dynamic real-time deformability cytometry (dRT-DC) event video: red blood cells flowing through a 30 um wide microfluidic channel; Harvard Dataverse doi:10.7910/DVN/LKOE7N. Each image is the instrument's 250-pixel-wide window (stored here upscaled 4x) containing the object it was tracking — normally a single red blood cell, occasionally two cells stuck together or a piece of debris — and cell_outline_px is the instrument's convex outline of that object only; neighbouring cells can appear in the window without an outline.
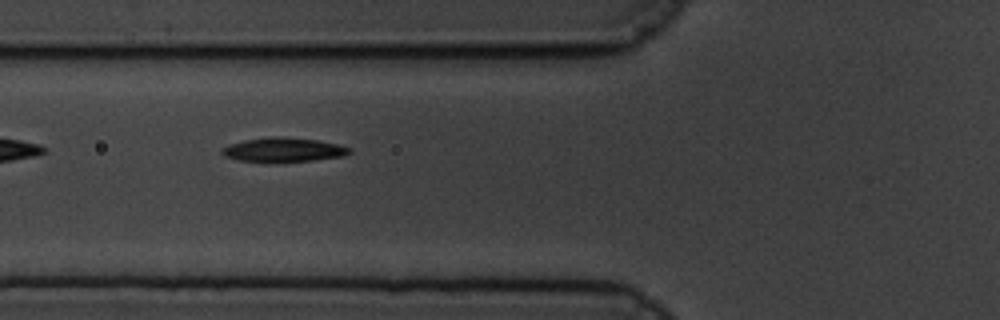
{"species": "common noctule bat (a hibernating species)", "species_latin": "Nyctalus noctula", "temperature_condition": "cold", "stored_images_in_passage": 40, "camera_frame_rate_fps": 3000, "um_per_image_px": 0.085, "animal": {"sex": "male", "body_mass_g": 19.5, "forearm_length_mm": 54.6}, "frame": {"image": 1, "passage_image": 5, "time_ms": 1.333, "image_size_px": [1000, 320], "cell_outline_px": [[352, 152], [344, 156], [312, 160], [240, 160], [224, 156], [220, 152], [228, 144], [244, 140], [272, 136], [316, 140], [340, 144], [352, 148]], "centroid_in_image_um": [24.14, 12.7], "position_along_channel_um": 101.7, "area_um2": 17.34}}
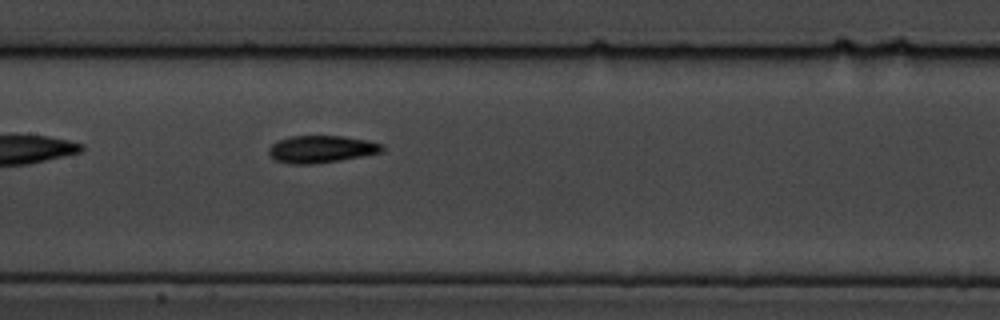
{"frame": {"image": 2, "passage_image": 12, "time_ms": 3.667, "image_size_px": [1000, 320], "cell_outline_px": [[384, 152], [364, 156], [316, 164], [288, 164], [276, 160], [268, 152], [268, 148], [272, 144], [288, 136], [344, 136], [384, 144]], "centroid_in_image_um": [27.33, 12.68], "position_along_channel_um": 180.1, "area_um2": 18.09}}
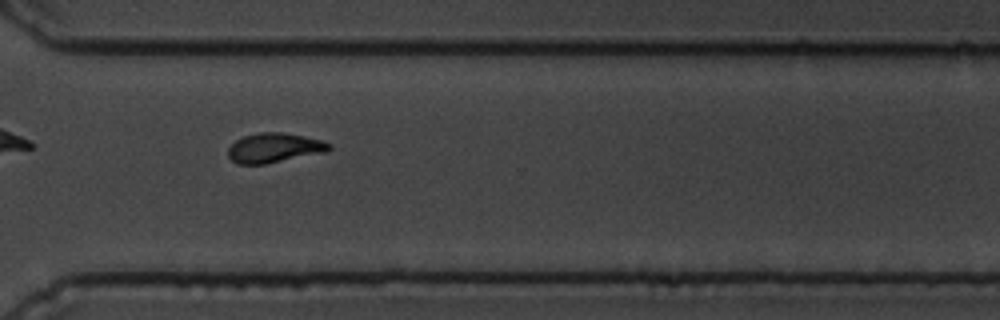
{"frame": {"image": 3, "passage_image": 27, "time_ms": 8.667, "image_size_px": [1000, 320], "cell_outline_px": [[332, 148], [328, 152], [264, 164], [236, 164], [228, 156], [228, 148], [236, 140], [244, 136], [260, 132], [280, 132], [304, 136], [320, 140], [332, 144]], "centroid_in_image_um": [23.33, 12.57], "position_along_channel_um": 347.3, "area_um2": 17.46}}